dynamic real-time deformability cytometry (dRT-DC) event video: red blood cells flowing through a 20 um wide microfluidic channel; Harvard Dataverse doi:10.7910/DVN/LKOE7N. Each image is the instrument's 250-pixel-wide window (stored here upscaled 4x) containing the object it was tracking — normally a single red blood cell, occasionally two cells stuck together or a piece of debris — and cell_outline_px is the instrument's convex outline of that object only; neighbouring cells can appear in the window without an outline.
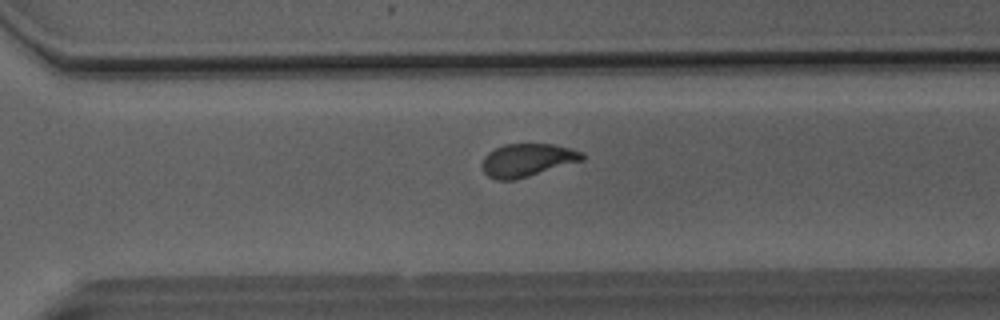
{"species": "Egyptian fruit bat (a non-hibernating species)", "species_latin": "Rousettus aegyptiacus", "temperature_condition": "room temperature", "stored_images_in_passage": 42, "camera_frame_rate_fps": 3000, "um_per_image_px": 0.085, "animal": {"sex": "male"}, "frame": {"image": 1, "passage_image": 27, "time_ms": 8.667, "image_size_px": [1000, 320], "cell_outline_px": [[584, 160], [516, 180], [496, 180], [488, 176], [484, 172], [484, 156], [488, 152], [504, 144], [556, 144], [584, 152]], "centroid_in_image_um": [44.86, 13.61], "position_along_channel_um": 325.7, "area_um2": 19.25}}
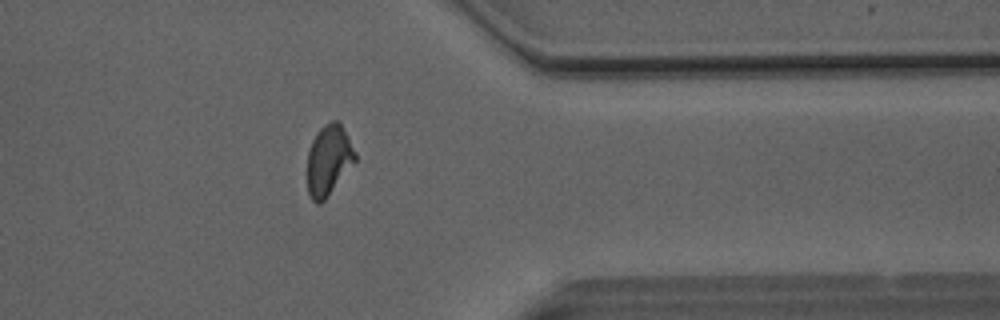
{"frame": {"image": 2, "passage_image": 32, "time_ms": 10.333, "image_size_px": [1000, 320], "cell_outline_px": [[356, 160], [324, 200], [320, 204], [316, 204], [312, 200], [308, 192], [308, 152], [312, 140], [316, 132], [324, 124], [332, 120], [340, 120], [356, 152]], "centroid_in_image_um": [27.94, 13.57], "position_along_channel_um": 383.5, "area_um2": 19.59}}
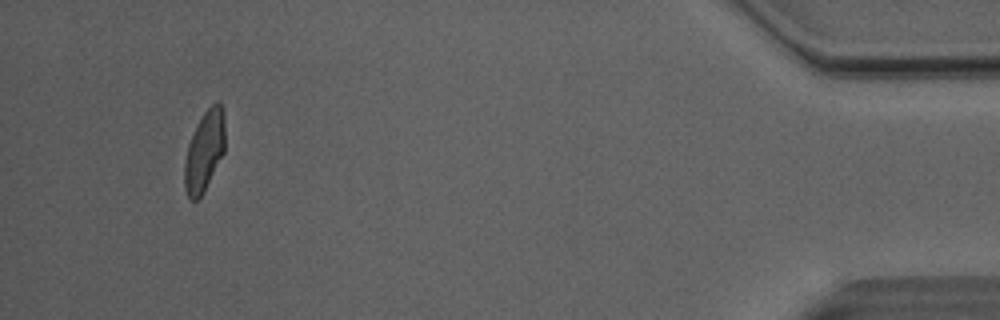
{"frame": {"image": 3, "passage_image": 39, "time_ms": 12.667, "image_size_px": [1000, 320], "cell_outline_px": [[224, 152], [204, 192], [196, 200], [192, 200], [188, 196], [184, 188], [184, 160], [188, 144], [204, 112], [216, 100], [220, 104], [224, 112]], "centroid_in_image_um": [17.37, 12.86], "position_along_channel_um": 417.8, "area_um2": 18.79}, "authors_computed_cell_mechanics": {"area_um2": 19.6231, "velocity_mm_per_s": 4.0975, "shape_relaxation_time_tau1_ms": 7.5662, "shape_relaxation_time_tau2_ms": 1.1426, "deformation_change_tau1": 0.1828, "deformation_change_tau2": 0.0653}}